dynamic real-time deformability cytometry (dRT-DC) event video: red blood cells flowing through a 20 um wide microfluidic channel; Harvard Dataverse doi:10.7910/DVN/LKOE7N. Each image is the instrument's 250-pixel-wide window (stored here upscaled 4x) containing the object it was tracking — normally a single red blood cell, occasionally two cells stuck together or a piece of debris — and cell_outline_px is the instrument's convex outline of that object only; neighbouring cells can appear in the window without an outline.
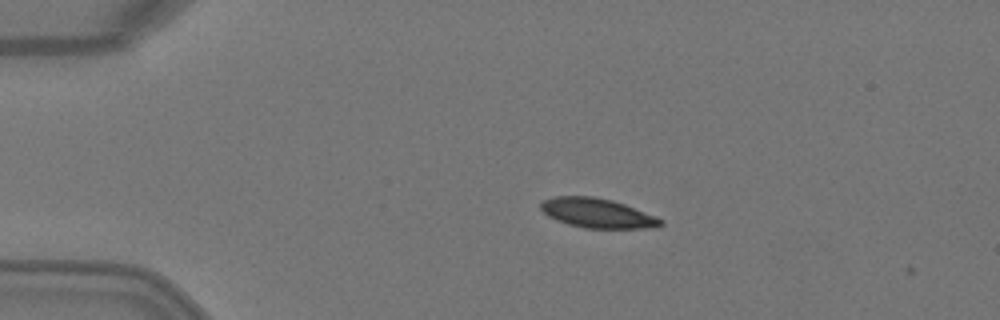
{"species": "Egyptian fruit bat (a non-hibernating species)", "species_latin": "Rousettus aegyptiacus", "temperature_condition": "warm", "stored_images_in_passage": 2, "camera_frame_rate_fps": 3000, "um_per_image_px": 0.085, "animal": {"sex": "female"}, "frame": {"image": 1, "passage_image": 1, "time_ms": 0.0, "image_size_px": [1000, 320], "cell_outline_px": [[664, 224], [656, 228], [584, 228], [568, 224], [556, 220], [548, 216], [540, 208], [540, 204], [544, 200], [552, 196], [592, 196], [612, 200], [624, 204], [656, 216], [664, 220]], "centroid_in_image_um": [50.79, 18.12], "position_along_channel_um": 34.2, "area_um2": 20.69}}